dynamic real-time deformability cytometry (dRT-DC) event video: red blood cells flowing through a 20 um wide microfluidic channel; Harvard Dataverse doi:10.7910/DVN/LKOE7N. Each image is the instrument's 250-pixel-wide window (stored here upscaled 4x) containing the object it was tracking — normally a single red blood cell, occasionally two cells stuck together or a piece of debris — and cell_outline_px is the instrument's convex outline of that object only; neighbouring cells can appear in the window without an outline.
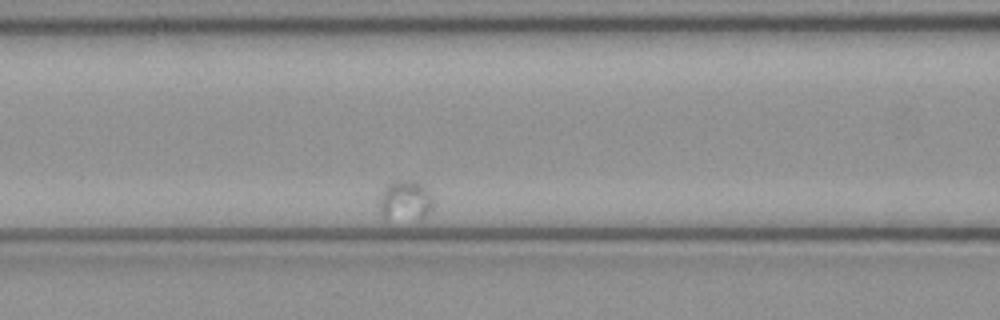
{"species": "common noctule bat (a hibernating species)", "species_latin": "Nyctalus noctula", "temperature_condition": "cold", "stored_images_in_passage": 4, "segment_of_instrument_passage": [2, 2], "camera_frame_rate_fps": 3000, "um_per_image_px": 0.085, "animal": {"sex": "female", "body_mass_g": 21.9}, "frame": {"image": 1, "passage_image": 4, "time_ms": 1.0, "image_size_px": [1000, 320], "cell_outline_px": [[432, 208], [428, 216], [384, 220], [380, 216], [380, 196], [384, 188], [392, 180], [416, 180], [432, 196]], "centroid_in_image_um": [34.41, 17.04], "position_along_channel_um": 132.2, "area_um2": 12.6}}